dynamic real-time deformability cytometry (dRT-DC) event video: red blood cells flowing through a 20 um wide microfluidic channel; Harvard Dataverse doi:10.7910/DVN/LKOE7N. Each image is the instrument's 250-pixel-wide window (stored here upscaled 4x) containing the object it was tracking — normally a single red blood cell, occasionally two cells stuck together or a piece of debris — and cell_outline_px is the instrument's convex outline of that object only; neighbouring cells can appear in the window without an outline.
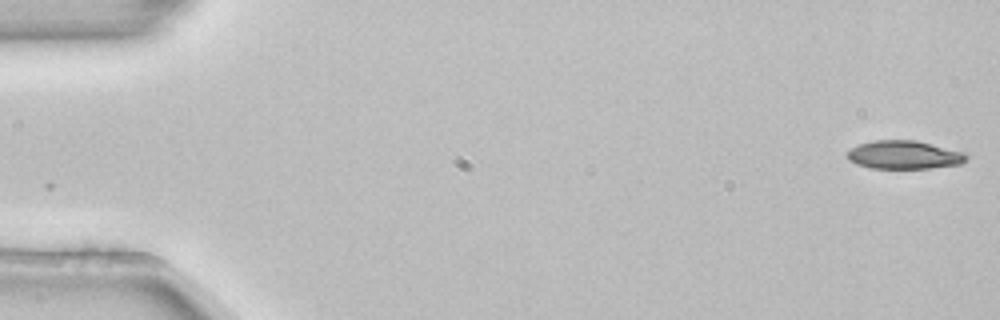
{"species": "common noctule bat (a hibernating species)", "species_latin": "Nyctalus noctula", "temperature_condition": "room temperature", "stored_images_in_passage": 2, "camera_frame_rate_fps": 3000, "um_per_image_px": 0.085, "animal": {"sex": "female", "body_mass_g": 22.7, "forearm_length_mm": 54.2}, "frame": {"image": 1, "passage_image": 2, "time_ms": 0.333, "image_size_px": [1000, 320], "cell_outline_px": [[968, 160], [960, 164], [928, 168], [872, 168], [856, 164], [848, 160], [848, 152], [852, 148], [860, 144], [876, 140], [916, 140], [964, 152], [968, 156]], "centroid_in_image_um": [76.87, 13.16], "position_along_channel_um": 8.1, "area_um2": 19.54}}